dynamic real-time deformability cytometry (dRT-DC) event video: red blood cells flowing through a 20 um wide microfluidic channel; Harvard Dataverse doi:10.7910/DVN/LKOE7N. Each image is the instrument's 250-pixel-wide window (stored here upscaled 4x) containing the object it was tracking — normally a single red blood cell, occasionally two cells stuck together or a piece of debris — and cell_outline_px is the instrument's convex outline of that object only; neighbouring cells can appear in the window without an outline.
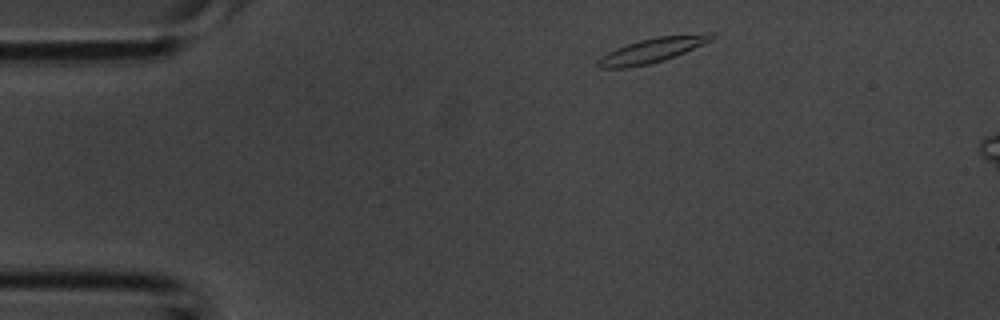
{"species": "common noctule bat (a hibernating species)", "species_latin": "Nyctalus noctula", "temperature_condition": "room temperature", "stored_images_in_passage": 2, "camera_frame_rate_fps": 3000, "um_per_image_px": 0.085, "animal": {"sex": "male", "body_mass_g": 20.1, "forearm_length_mm": 53.5}, "frame": {"image": 1, "passage_image": 1, "time_ms": 0.0, "image_size_px": [1000, 320], "cell_outline_px": [[716, 32], [712, 40], [684, 52], [664, 60], [648, 64], [628, 68], [600, 68], [596, 64], [596, 60], [600, 56], [616, 48], [640, 40], [656, 36], [704, 32]], "centroid_in_image_um": [55.45, 4.25], "position_along_channel_um": 29.6, "area_um2": 16.53}}